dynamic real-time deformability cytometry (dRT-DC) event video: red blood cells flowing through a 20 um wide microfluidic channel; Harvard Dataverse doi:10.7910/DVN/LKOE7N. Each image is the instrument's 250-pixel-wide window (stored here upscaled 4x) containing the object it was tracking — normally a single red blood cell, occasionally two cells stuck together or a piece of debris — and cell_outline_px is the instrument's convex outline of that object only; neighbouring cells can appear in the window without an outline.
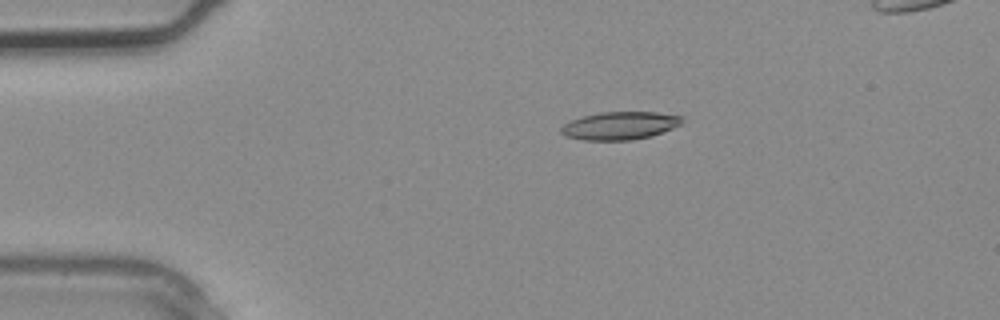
{"species": "common noctule bat (a hibernating species)", "species_latin": "Nyctalus noctula", "temperature_condition": "warm", "stored_images_in_passage": 2, "camera_frame_rate_fps": 3000, "um_per_image_px": 0.085, "animal": {"sex": "male", "body_mass_g": 20.4}, "frame": {"image": 1, "passage_image": 2, "time_ms": 0.333, "image_size_px": [1000, 320], "cell_outline_px": [[684, 120], [680, 124], [672, 128], [648, 136], [632, 140], [584, 140], [564, 136], [560, 132], [560, 128], [564, 124], [572, 120], [584, 116], [600, 112], [656, 112], [684, 116]], "centroid_in_image_um": [52.67, 10.67], "position_along_channel_um": 32.3, "area_um2": 19.54}}